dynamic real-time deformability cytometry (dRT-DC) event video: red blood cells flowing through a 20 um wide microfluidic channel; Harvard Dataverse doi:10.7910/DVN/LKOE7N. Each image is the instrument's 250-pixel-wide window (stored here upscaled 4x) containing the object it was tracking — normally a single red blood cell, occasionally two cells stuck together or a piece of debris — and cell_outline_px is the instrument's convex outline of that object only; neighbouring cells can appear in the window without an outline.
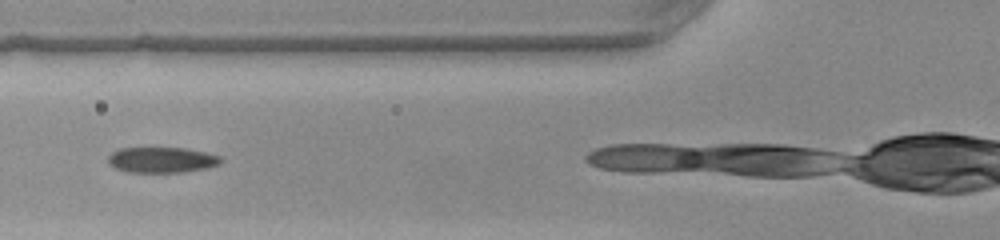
{"species": "common noctule bat (a hibernating species)", "species_latin": "Nyctalus noctula", "temperature_condition": "warm", "stored_images_in_passage": 13, "camera_frame_rate_fps": 3000, "um_per_image_px": 0.085, "animal": {"sex": "female", "body_mass_g": 22.0, "forearm_length_mm": 56.7}, "frame": {"image": 1, "passage_image": 6, "time_ms": 1.667, "image_size_px": [1000, 240], "cell_outline_px": [[224, 160], [220, 164], [208, 168], [184, 172], [128, 172], [116, 168], [108, 164], [108, 156], [112, 152], [120, 148], [184, 148], [204, 152], [220, 156]], "centroid_in_image_um": [13.76, 13.59], "position_along_channel_um": 112.0, "area_um2": 16.88}}